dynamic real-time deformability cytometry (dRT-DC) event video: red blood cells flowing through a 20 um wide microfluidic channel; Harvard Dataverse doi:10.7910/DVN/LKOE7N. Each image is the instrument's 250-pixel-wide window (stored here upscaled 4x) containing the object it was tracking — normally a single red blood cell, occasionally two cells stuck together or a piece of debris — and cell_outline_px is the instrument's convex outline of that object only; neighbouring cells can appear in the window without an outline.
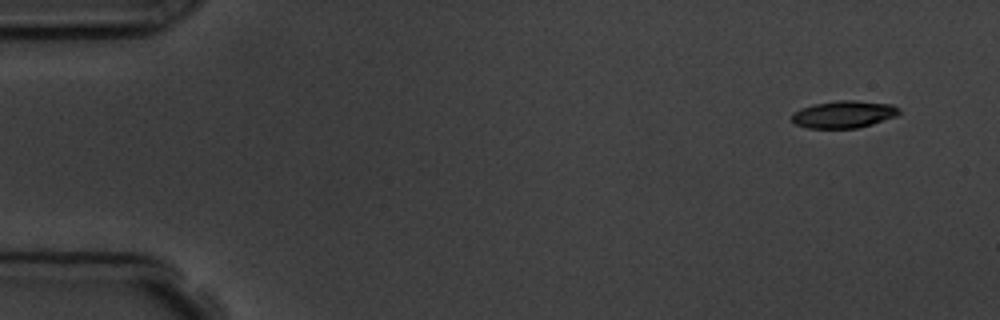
{"species": "common noctule bat (a hibernating species)", "species_latin": "Nyctalus noctula", "temperature_condition": "room temperature", "stored_images_in_passage": 7, "camera_frame_rate_fps": 3000, "um_per_image_px": 0.085, "animal": {"sex": "male", "body_mass_g": 19.5, "forearm_length_mm": 54.6}, "frame": {"image": 1, "passage_image": 1, "time_ms": 0.0, "image_size_px": [1000, 320], "cell_outline_px": [[900, 112], [896, 116], [872, 124], [856, 128], [808, 128], [796, 124], [792, 120], [792, 112], [800, 108], [816, 104], [836, 100], [856, 100], [892, 104], [900, 108]], "centroid_in_image_um": [71.73, 9.71], "position_along_channel_um": 13.3, "area_um2": 17.05}}
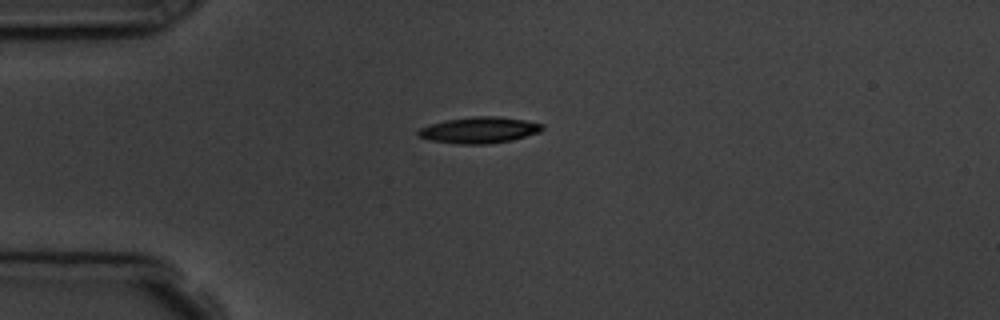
{"frame": {"image": 2, "passage_image": 4, "time_ms": 3.333, "image_size_px": [1000, 320], "cell_outline_px": [[544, 128], [540, 132], [512, 140], [488, 144], [456, 144], [428, 140], [416, 136], [416, 132], [420, 128], [444, 120], [472, 116], [496, 116], [524, 120], [544, 124]], "centroid_in_image_um": [40.71, 11.06], "position_along_channel_um": 44.3, "area_um2": 19.13}}